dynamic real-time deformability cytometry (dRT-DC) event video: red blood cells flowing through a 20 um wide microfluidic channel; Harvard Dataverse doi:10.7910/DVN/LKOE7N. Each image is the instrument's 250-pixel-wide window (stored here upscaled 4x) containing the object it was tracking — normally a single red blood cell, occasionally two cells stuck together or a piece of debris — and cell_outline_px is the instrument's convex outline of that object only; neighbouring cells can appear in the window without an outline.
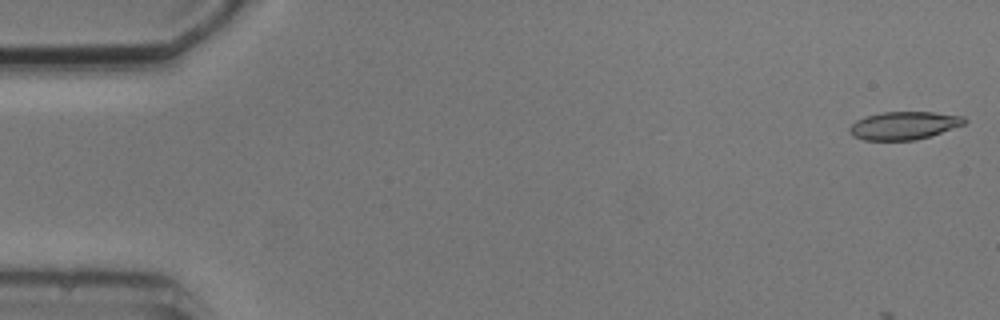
{"species": "common noctule bat (a hibernating species)", "species_latin": "Nyctalus noctula", "temperature_condition": "cold", "stored_images_in_passage": 5, "camera_frame_rate_fps": 3000, "um_per_image_px": 0.085, "animal": {"sex": "male", "body_mass_g": 20.5, "forearm_length_mm": 52.5}, "frame": {"image": 1, "passage_image": 1, "time_ms": 0.0, "image_size_px": [1000, 320], "cell_outline_px": [[968, 120], [964, 124], [916, 140], [864, 140], [852, 136], [848, 132], [848, 128], [856, 120], [868, 116], [884, 112], [932, 112], [964, 116]], "centroid_in_image_um": [76.81, 10.67], "position_along_channel_um": 8.2, "area_um2": 18.55}}